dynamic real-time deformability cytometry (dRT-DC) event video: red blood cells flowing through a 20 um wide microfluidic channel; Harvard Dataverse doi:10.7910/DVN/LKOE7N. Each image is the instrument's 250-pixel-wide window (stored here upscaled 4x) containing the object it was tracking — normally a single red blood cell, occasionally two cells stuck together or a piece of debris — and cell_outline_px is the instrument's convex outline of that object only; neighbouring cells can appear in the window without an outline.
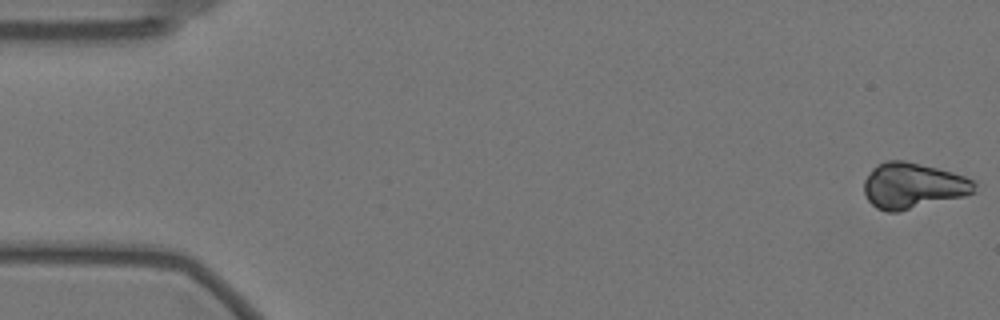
{"species": "Egyptian fruit bat (a non-hibernating species)", "species_latin": "Rousettus aegyptiacus", "temperature_condition": "warm", "stored_images_in_passage": 57, "camera_frame_rate_fps": 3000, "um_per_image_px": 0.085, "animal": {"sex": "female"}, "frame": {"image": 1, "passage_image": 1, "time_ms": 0.0, "image_size_px": [1000, 320], "cell_outline_px": [[976, 192], [964, 196], [900, 212], [888, 212], [876, 208], [868, 200], [864, 192], [864, 180], [872, 168], [876, 164], [888, 160], [904, 160], [952, 172], [976, 180]], "centroid_in_image_um": [77.6, 15.79], "position_along_channel_um": 7.4, "area_um2": 29.71}}
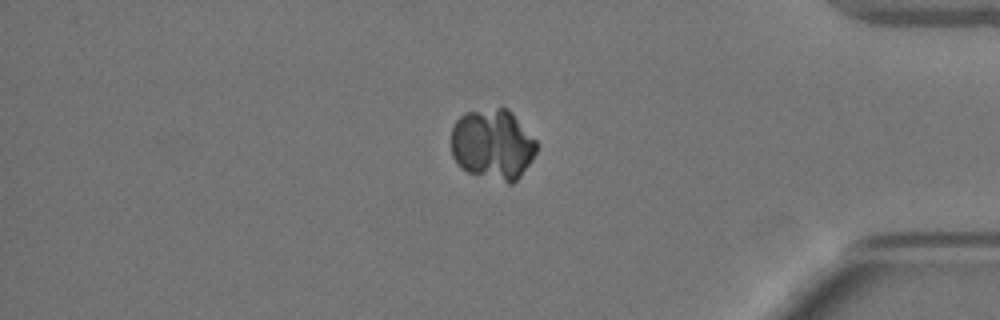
{"frame": {"image": 2, "passage_image": 48, "time_ms": 15.667, "image_size_px": [1000, 320], "cell_outline_px": [[536, 152], [532, 160], [520, 176], [512, 184], [508, 184], [468, 172], [460, 168], [452, 156], [452, 128], [456, 120], [464, 112], [500, 108], [508, 108], [512, 112], [536, 140]], "centroid_in_image_um": [41.87, 12.29], "position_along_channel_um": 393.3, "area_um2": 35.26}}
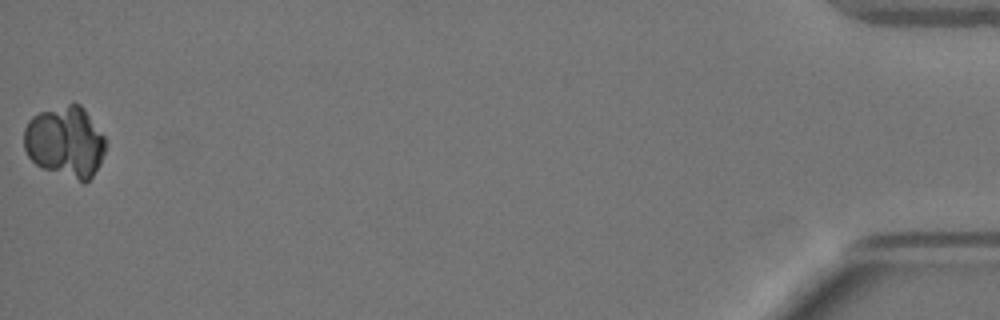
{"frame": {"image": 3, "passage_image": 57, "time_ms": 18.667, "image_size_px": [1000, 320], "cell_outline_px": [[108, 144], [100, 164], [92, 176], [84, 184], [44, 168], [36, 164], [28, 156], [24, 148], [24, 128], [28, 120], [32, 116], [40, 112], [68, 104], [80, 104], [84, 108], [104, 136]], "centroid_in_image_um": [5.56, 12.07], "position_along_channel_um": 429.6, "area_um2": 34.04}}